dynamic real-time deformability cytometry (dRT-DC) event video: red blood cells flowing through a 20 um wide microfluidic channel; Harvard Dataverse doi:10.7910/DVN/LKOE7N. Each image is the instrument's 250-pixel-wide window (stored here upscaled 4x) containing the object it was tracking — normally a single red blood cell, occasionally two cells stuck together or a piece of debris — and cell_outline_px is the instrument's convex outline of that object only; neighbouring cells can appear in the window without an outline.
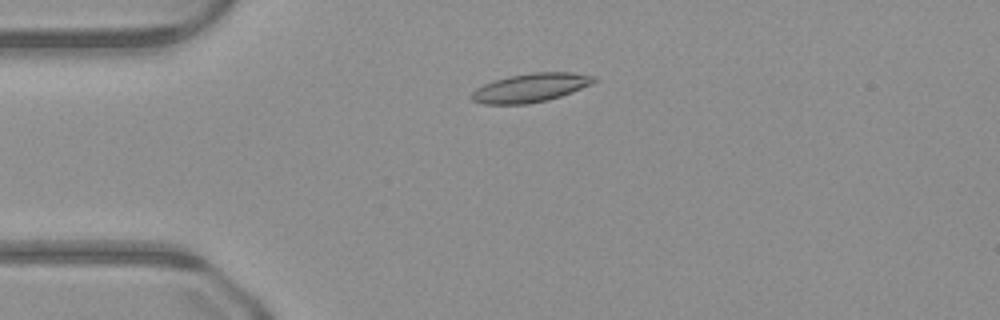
{"species": "common noctule bat (a hibernating species)", "species_latin": "Nyctalus noctula", "temperature_condition": "warm", "stored_images_in_passage": 49, "camera_frame_rate_fps": 3000, "um_per_image_px": 0.085, "animal": {"sex": "male", "body_mass_g": 23.1, "forearm_length_mm": 52.7}, "frame": {"image": 1, "passage_image": 11, "time_ms": 3.333, "image_size_px": [1000, 320], "cell_outline_px": [[596, 80], [592, 84], [572, 92], [548, 100], [528, 104], [480, 104], [472, 100], [472, 92], [476, 88], [484, 84], [508, 76], [532, 72], [572, 72], [596, 76]], "centroid_in_image_um": [45.11, 7.45], "position_along_channel_um": 39.9, "area_um2": 20.52}}
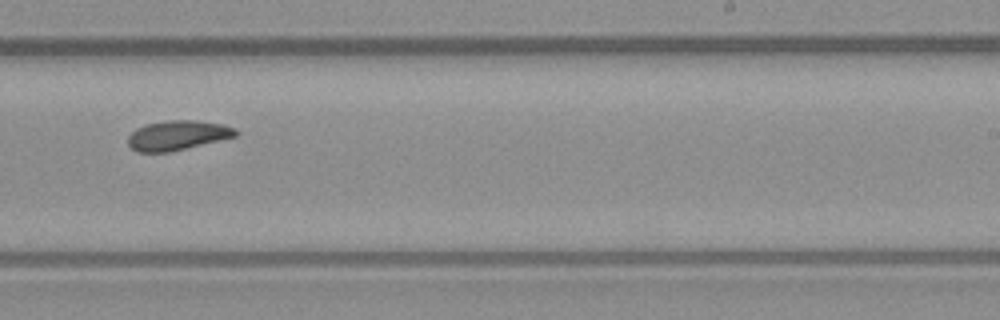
{"frame": {"image": 2, "passage_image": 30, "time_ms": 9.667, "image_size_px": [1000, 320], "cell_outline_px": [[240, 132], [236, 136], [168, 152], [136, 152], [128, 144], [128, 136], [136, 128], [144, 124], [168, 120], [196, 120], [220, 124], [236, 128]], "centroid_in_image_um": [15.07, 11.49], "position_along_channel_um": 273.9, "area_um2": 18.5}}
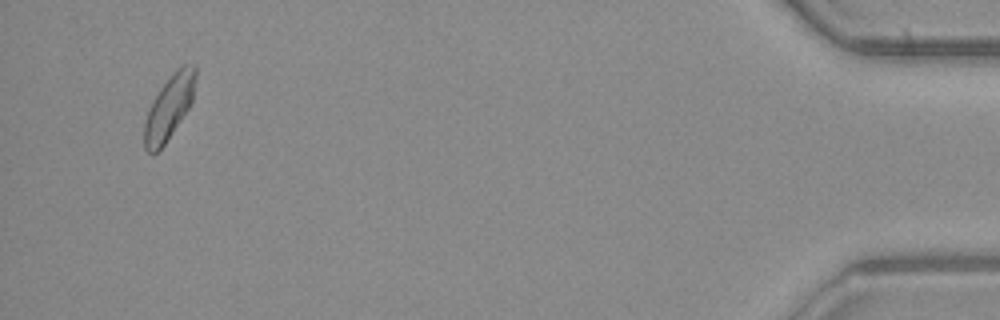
{"frame": {"image": 3, "passage_image": 47, "time_ms": 15.333, "image_size_px": [1000, 320], "cell_outline_px": [[196, 76], [192, 100], [188, 108], [164, 144], [156, 152], [148, 152], [144, 148], [144, 124], [148, 112], [160, 88], [184, 64], [196, 64]], "centroid_in_image_um": [14.38, 9.13], "position_along_channel_um": 420.8, "area_um2": 18.26}}